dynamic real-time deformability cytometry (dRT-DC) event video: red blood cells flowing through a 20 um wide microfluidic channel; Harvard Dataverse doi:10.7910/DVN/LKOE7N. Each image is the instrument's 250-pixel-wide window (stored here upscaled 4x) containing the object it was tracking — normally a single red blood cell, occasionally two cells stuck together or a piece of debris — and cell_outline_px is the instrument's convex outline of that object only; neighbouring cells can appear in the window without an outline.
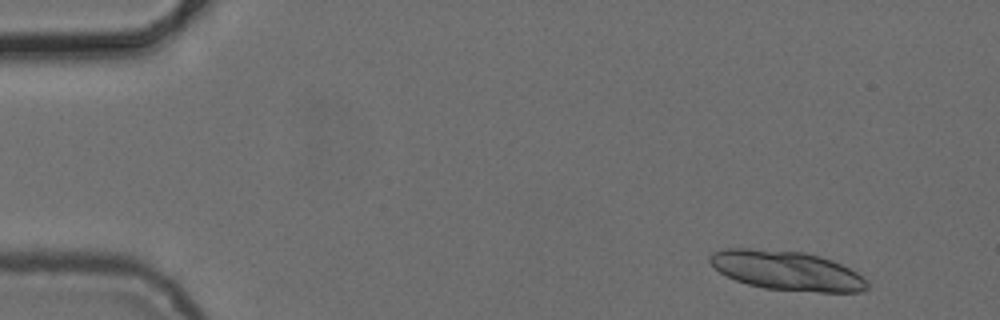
{"species": "common noctule bat (a hibernating species)", "species_latin": "Nyctalus noctula", "temperature_condition": "cold", "stored_images_in_passage": 5, "camera_frame_rate_fps": 3000, "um_per_image_px": 0.085, "animal": {"sex": "female", "body_mass_g": 24.6, "forearm_length_mm": 56.2}, "frame": {"image": 1, "passage_image": 1, "time_ms": 0.0, "image_size_px": [1000, 320], "cell_outline_px": [[868, 288], [860, 292], [820, 292], [764, 288], [748, 284], [736, 280], [720, 272], [708, 260], [708, 256], [712, 252], [724, 248], [752, 248], [804, 252], [820, 256], [832, 260], [856, 272], [868, 280]], "centroid_in_image_um": [66.88, 22.99], "position_along_channel_um": 18.1, "area_um2": 36.07}}